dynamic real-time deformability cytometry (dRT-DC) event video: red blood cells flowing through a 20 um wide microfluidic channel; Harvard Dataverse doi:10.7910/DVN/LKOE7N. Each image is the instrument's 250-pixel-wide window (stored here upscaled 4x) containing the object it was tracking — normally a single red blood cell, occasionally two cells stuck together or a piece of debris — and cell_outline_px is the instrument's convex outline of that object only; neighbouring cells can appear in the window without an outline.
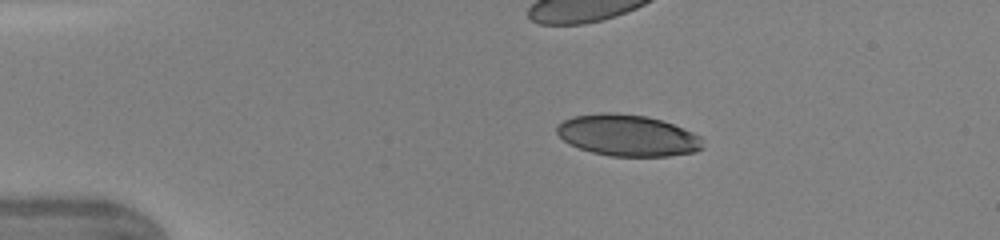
{"species": "human", "species_latin": "Homo sapiens", "temperature_condition": "warm", "stored_images_in_passage": 31, "camera_frame_rate_fps": 3000, "um_per_image_px": 0.085, "donor": {"sex": "female"}, "frame": {"image": 1, "passage_image": 1, "time_ms": 0.0, "image_size_px": [1000, 240], "cell_outline_px": [[704, 148], [696, 152], [668, 156], [612, 156], [592, 152], [568, 144], [556, 132], [556, 124], [572, 116], [600, 112], [616, 112], [648, 116], [672, 124], [692, 132], [700, 136]], "centroid_in_image_um": [53.33, 11.5], "position_along_channel_um": 31.7, "area_um2": 35.43}}